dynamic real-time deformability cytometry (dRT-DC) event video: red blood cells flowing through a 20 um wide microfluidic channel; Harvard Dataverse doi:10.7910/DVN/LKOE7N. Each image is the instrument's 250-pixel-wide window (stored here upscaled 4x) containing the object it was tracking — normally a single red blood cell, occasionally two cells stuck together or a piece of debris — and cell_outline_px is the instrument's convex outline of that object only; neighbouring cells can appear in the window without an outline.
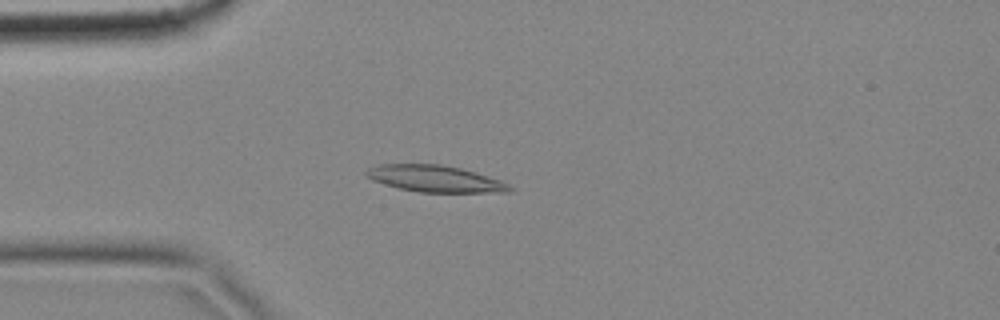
{"species": "common noctule bat (a hibernating species)", "species_latin": "Nyctalus noctula", "temperature_condition": "cold", "stored_images_in_passage": 7, "camera_frame_rate_fps": 3000, "um_per_image_px": 0.085, "animal": {"sex": "female", "body_mass_g": 18.4}, "frame": {"image": 1, "passage_image": 4, "time_ms": 1.0, "image_size_px": [1000, 320], "cell_outline_px": [[516, 188], [512, 192], [420, 192], [400, 188], [384, 184], [372, 180], [364, 176], [364, 172], [368, 168], [380, 164], [440, 164], [460, 168], [500, 180]], "centroid_in_image_um": [36.97, 15.19], "position_along_channel_um": 48.0, "area_um2": 22.2}}
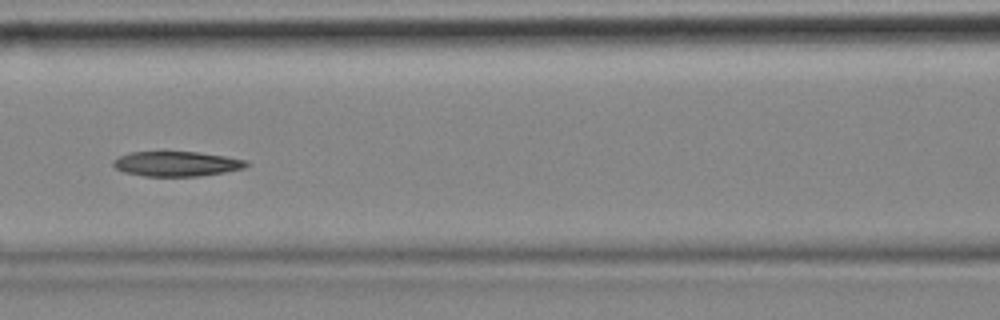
{"frame": {"image": 2, "passage_image": 7, "time_ms": 2.0, "image_size_px": [1000, 320], "cell_outline_px": [[248, 164], [244, 168], [224, 172], [196, 176], [144, 176], [124, 172], [116, 168], [112, 164], [112, 160], [128, 152], [196, 152], [224, 156], [244, 160]], "centroid_in_image_um": [14.95, 13.92], "position_along_channel_um": 151.6, "area_um2": 19.07}}